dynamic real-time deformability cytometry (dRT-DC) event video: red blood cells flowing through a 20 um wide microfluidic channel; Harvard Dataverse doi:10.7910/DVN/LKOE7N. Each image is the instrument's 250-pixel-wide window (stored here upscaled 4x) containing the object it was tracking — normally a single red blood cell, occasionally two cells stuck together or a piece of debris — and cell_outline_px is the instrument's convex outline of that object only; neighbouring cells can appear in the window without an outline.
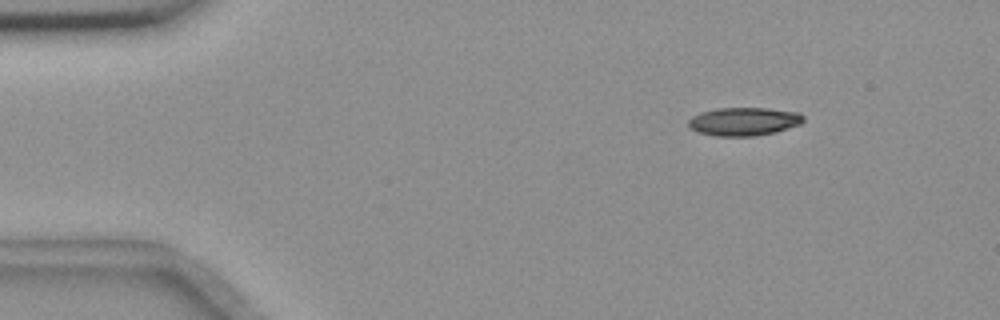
{"species": "common noctule bat (a hibernating species)", "species_latin": "Nyctalus noctula", "temperature_condition": "room temperature", "stored_images_in_passage": 9, "camera_frame_rate_fps": 3000, "um_per_image_px": 0.085, "animal": {"sex": "female", "body_mass_g": 18.4}, "frame": {"image": 1, "passage_image": 2, "time_ms": 1.333, "image_size_px": [1000, 320], "cell_outline_px": [[804, 120], [800, 124], [776, 132], [752, 136], [716, 136], [696, 132], [688, 124], [688, 120], [692, 116], [700, 112], [716, 108], [768, 108], [800, 112], [804, 116]], "centroid_in_image_um": [63.23, 10.32], "position_along_channel_um": 21.8, "area_um2": 19.07}}
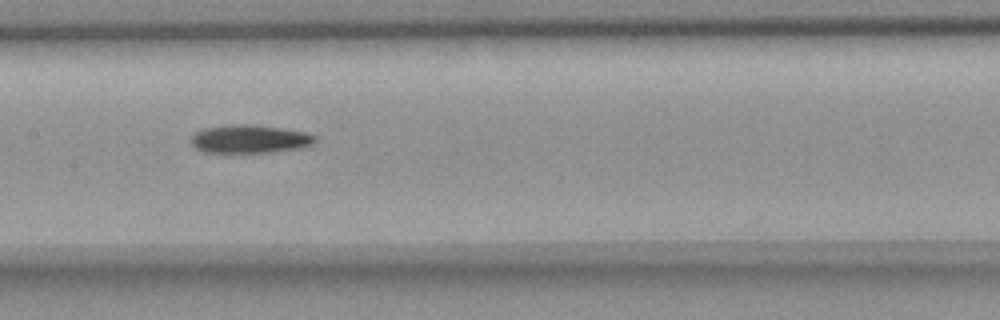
{"frame": {"image": 2, "passage_image": 8, "time_ms": 8.0, "image_size_px": [1000, 320], "cell_outline_px": [[316, 140], [312, 144], [300, 148], [276, 152], [204, 152], [196, 148], [192, 144], [192, 136], [196, 132], [204, 128], [232, 124], [248, 124], [280, 128], [304, 132], [316, 136]], "centroid_in_image_um": [21.23, 11.82], "position_along_channel_um": 186.2, "area_um2": 20.23}}
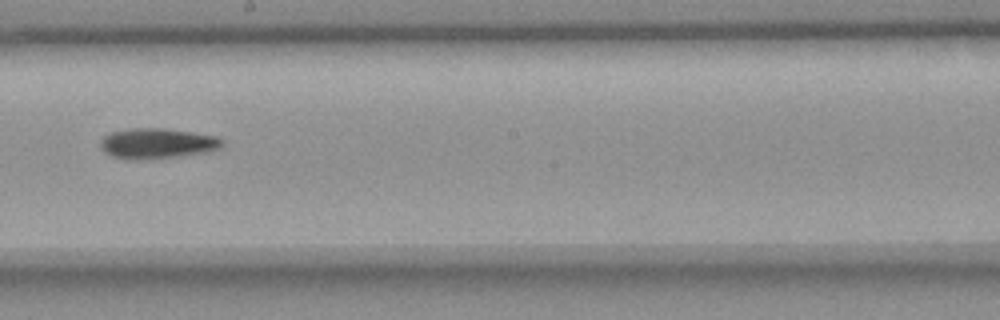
{"frame": {"image": 3, "passage_image": 9, "time_ms": 9.333, "image_size_px": [1000, 320], "cell_outline_px": [[224, 148], [212, 152], [152, 160], [124, 160], [112, 156], [104, 152], [100, 148], [100, 140], [104, 136], [112, 132], [132, 128], [164, 128], [192, 132], [216, 136], [224, 140]], "centroid_in_image_um": [13.41, 12.22], "position_along_channel_um": 234.8, "area_um2": 22.31}}